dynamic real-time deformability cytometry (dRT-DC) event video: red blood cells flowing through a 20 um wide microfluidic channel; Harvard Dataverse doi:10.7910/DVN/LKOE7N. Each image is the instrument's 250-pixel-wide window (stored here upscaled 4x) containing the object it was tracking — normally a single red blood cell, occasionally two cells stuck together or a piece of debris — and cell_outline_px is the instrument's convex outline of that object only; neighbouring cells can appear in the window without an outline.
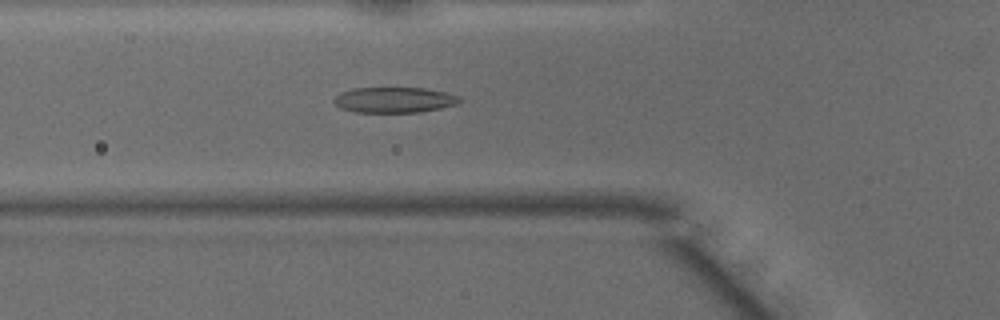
{"species": "common noctule bat (a hibernating species)", "species_latin": "Nyctalus noctula", "temperature_condition": "warm", "stored_images_in_passage": 48, "camera_frame_rate_fps": 3000, "um_per_image_px": 0.085, "animal": {"sex": "male", "body_mass_g": 15.6}, "frame": {"image": 1, "passage_image": 17, "time_ms": 5.333, "image_size_px": [1000, 320], "cell_outline_px": [[460, 100], [456, 104], [440, 108], [420, 112], [356, 112], [340, 108], [332, 100], [340, 92], [356, 88], [424, 88], [444, 92], [460, 96]], "centroid_in_image_um": [33.49, 8.49], "position_along_channel_um": 92.3, "area_um2": 18.55}}
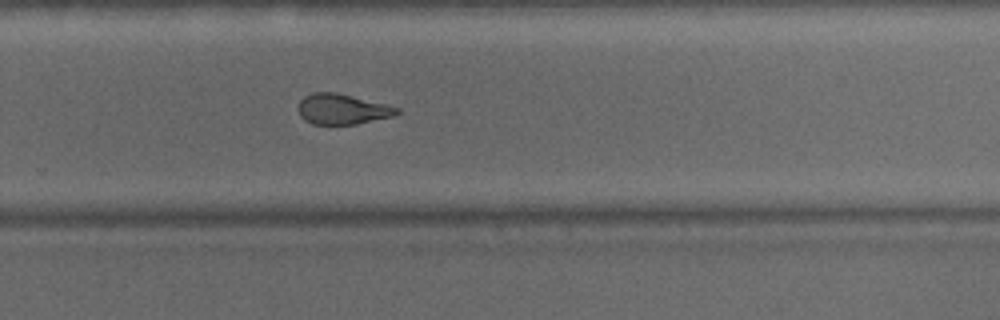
{"frame": {"image": 2, "passage_image": 32, "time_ms": 10.333, "image_size_px": [1000, 320], "cell_outline_px": [[400, 112], [392, 116], [356, 124], [312, 124], [304, 120], [300, 116], [300, 100], [304, 96], [312, 92], [336, 92], [400, 108]], "centroid_in_image_um": [29.07, 9.28], "position_along_channel_um": 300.7, "area_um2": 17.22}}
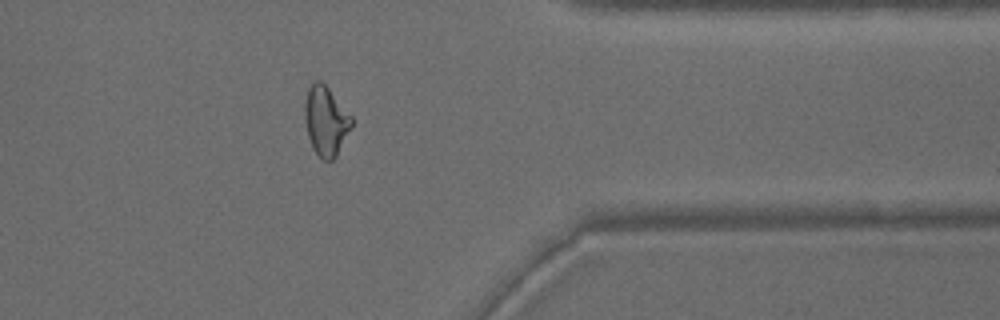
{"frame": {"image": 3, "passage_image": 39, "time_ms": 12.667, "image_size_px": [1000, 320], "cell_outline_px": [[352, 124], [336, 156], [332, 160], [324, 160], [312, 148], [308, 136], [304, 116], [304, 104], [308, 88], [312, 80], [320, 80], [328, 88], [352, 116]], "centroid_in_image_um": [27.67, 10.24], "position_along_channel_um": 383.7, "area_um2": 18.73}, "authors_computed_cell_mechanics": {"area_um2": 18.8717, "velocity_mm_per_s": 4.1568, "shape_relaxation_time_tau1_ms": 8.5264, "shape_relaxation_time_tau2_ms": 1.2275, "deformation_change_tau1": 0.2488, "deformation_change_tau2": 0.0941}}